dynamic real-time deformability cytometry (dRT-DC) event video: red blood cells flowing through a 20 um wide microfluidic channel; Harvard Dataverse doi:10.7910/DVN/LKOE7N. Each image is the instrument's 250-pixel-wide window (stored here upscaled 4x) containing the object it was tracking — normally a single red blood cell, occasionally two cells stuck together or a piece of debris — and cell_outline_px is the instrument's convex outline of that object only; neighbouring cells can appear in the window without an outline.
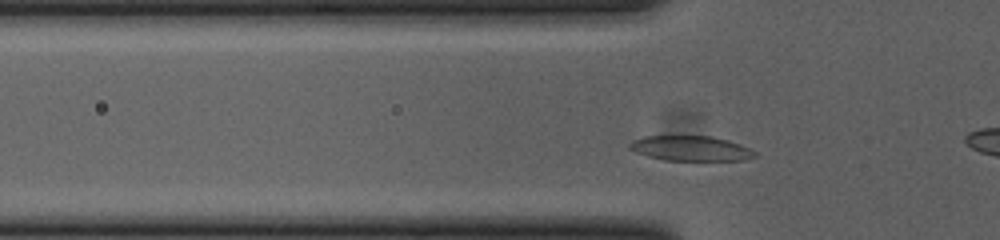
{"species": "common noctule bat (a hibernating species)", "species_latin": "Nyctalus noctula", "temperature_condition": "cold", "stored_images_in_passage": 40, "camera_frame_rate_fps": 3000, "um_per_image_px": 0.085, "animal": {"sex": "female", "body_mass_g": 23.0, "forearm_length_mm": 53.4}, "frame": {"image": 1, "passage_image": 12, "time_ms": 3.667, "image_size_px": [1000, 240], "cell_outline_px": [[760, 156], [744, 160], [664, 160], [648, 156], [636, 152], [628, 148], [628, 144], [632, 140], [644, 136], [712, 136], [728, 140], [740, 144], [756, 152]], "centroid_in_image_um": [58.72, 12.61], "position_along_channel_um": 67.1, "area_um2": 18.32}}
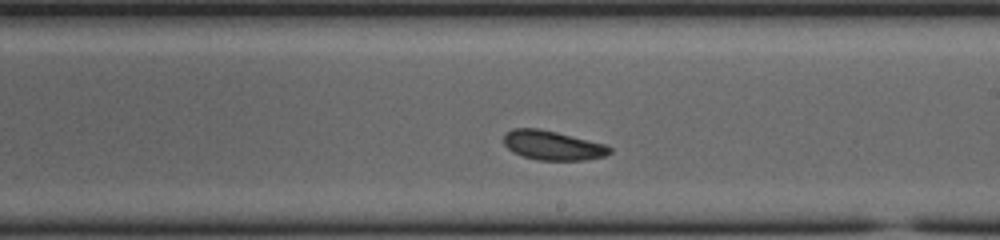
{"frame": {"image": 2, "passage_image": 26, "time_ms": 8.333, "image_size_px": [1000, 240], "cell_outline_px": [[612, 152], [604, 156], [584, 160], [536, 160], [512, 152], [504, 144], [504, 136], [512, 128], [540, 128], [604, 144], [612, 148]], "centroid_in_image_um": [46.96, 12.36], "position_along_channel_um": 242.0, "area_um2": 17.98}}
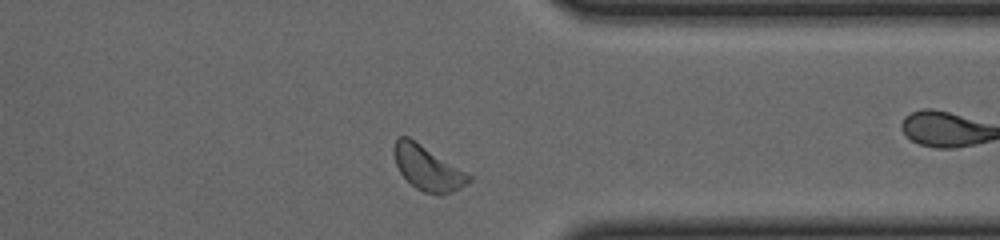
{"frame": {"image": 3, "passage_image": 37, "time_ms": 12.0, "image_size_px": [1000, 240], "cell_outline_px": [[472, 180], [468, 184], [452, 192], [424, 192], [416, 188], [400, 172], [396, 164], [392, 152], [396, 140], [400, 136], [408, 136], [472, 176]], "centroid_in_image_um": [36.33, 14.26], "position_along_channel_um": 375.1, "area_um2": 18.84}}